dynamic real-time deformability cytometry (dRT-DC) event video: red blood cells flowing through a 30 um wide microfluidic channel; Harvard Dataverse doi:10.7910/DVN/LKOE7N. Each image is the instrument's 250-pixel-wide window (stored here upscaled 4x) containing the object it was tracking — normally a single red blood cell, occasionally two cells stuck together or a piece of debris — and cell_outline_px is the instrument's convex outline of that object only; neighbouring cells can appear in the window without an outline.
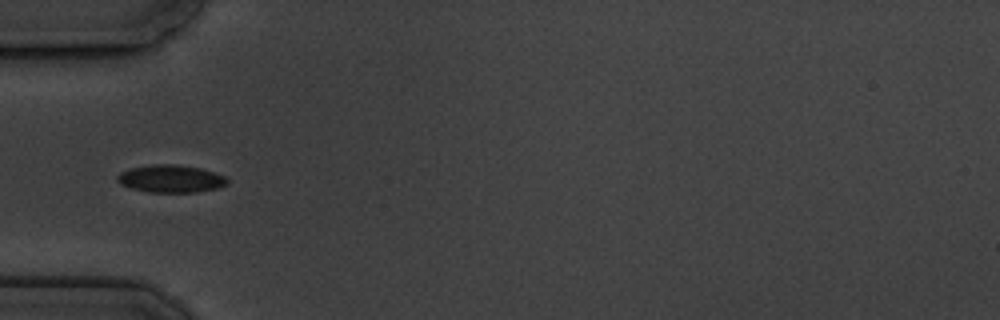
{"species": "common noctule bat (a hibernating species)", "species_latin": "Nyctalus noctula", "temperature_condition": "cold", "stored_images_in_passage": 5, "camera_frame_rate_fps": 3000, "um_per_image_px": 0.085, "animal": {"sex": "male", "body_mass_g": 19.5, "forearm_length_mm": 54.6}, "frame": {"image": 1, "passage_image": 2, "time_ms": 1.0, "image_size_px": [1000, 320], "cell_outline_px": [[228, 184], [216, 188], [196, 192], [148, 192], [132, 188], [120, 184], [116, 180], [116, 176], [120, 172], [132, 168], [152, 164], [176, 164], [200, 168], [224, 176], [228, 180]], "centroid_in_image_um": [14.49, 15.19], "position_along_channel_um": 70.5, "area_um2": 17.57}}